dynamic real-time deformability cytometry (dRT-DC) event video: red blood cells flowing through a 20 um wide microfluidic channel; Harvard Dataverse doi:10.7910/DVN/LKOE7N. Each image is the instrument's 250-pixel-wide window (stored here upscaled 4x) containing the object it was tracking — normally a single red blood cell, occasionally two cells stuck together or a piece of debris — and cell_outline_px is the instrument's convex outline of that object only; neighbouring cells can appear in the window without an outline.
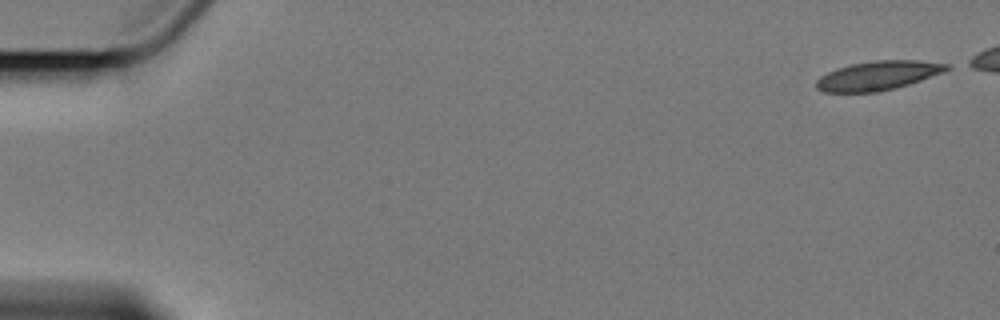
{"species": "Egyptian fruit bat (a non-hibernating species)", "species_latin": "Rousettus aegyptiacus", "temperature_condition": "cold", "stored_images_in_passage": 6, "camera_frame_rate_fps": 3000, "um_per_image_px": 0.085, "animal": {"sex": "female"}, "frame": {"image": 1, "passage_image": 1, "time_ms": 0.0, "image_size_px": [1000, 320], "cell_outline_px": [[952, 68], [944, 72], [896, 88], [876, 92], [824, 92], [816, 88], [816, 80], [820, 76], [836, 68], [852, 64], [876, 60], [916, 60], [948, 64]], "centroid_in_image_um": [74.62, 6.42], "position_along_channel_um": 10.4, "area_um2": 22.02}}